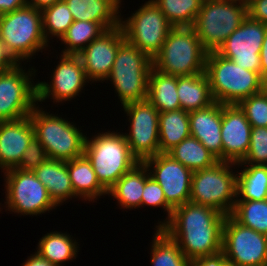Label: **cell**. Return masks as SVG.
I'll return each mask as SVG.
<instances>
[{"mask_svg": "<svg viewBox=\"0 0 267 266\" xmlns=\"http://www.w3.org/2000/svg\"><path fill=\"white\" fill-rule=\"evenodd\" d=\"M226 215L204 205L186 202L173 209L170 220L161 228L190 261L222 251Z\"/></svg>", "mask_w": 267, "mask_h": 266, "instance_id": "1", "label": "cell"}, {"mask_svg": "<svg viewBox=\"0 0 267 266\" xmlns=\"http://www.w3.org/2000/svg\"><path fill=\"white\" fill-rule=\"evenodd\" d=\"M0 40L20 64L52 51L43 33L42 12L29 4L0 15Z\"/></svg>", "mask_w": 267, "mask_h": 266, "instance_id": "2", "label": "cell"}, {"mask_svg": "<svg viewBox=\"0 0 267 266\" xmlns=\"http://www.w3.org/2000/svg\"><path fill=\"white\" fill-rule=\"evenodd\" d=\"M43 107L37 104L29 117L35 137L44 146L48 159L70 161L83 155L87 132L84 133L74 120H69L73 118L58 116L56 112L47 111L48 106Z\"/></svg>", "mask_w": 267, "mask_h": 266, "instance_id": "3", "label": "cell"}, {"mask_svg": "<svg viewBox=\"0 0 267 266\" xmlns=\"http://www.w3.org/2000/svg\"><path fill=\"white\" fill-rule=\"evenodd\" d=\"M119 129L95 131L86 136L84 154L90 160L100 184L108 191L139 160L131 153L123 132Z\"/></svg>", "mask_w": 267, "mask_h": 266, "instance_id": "4", "label": "cell"}, {"mask_svg": "<svg viewBox=\"0 0 267 266\" xmlns=\"http://www.w3.org/2000/svg\"><path fill=\"white\" fill-rule=\"evenodd\" d=\"M205 73L214 101L221 104L238 105L261 92L264 81L257 72L239 67L216 51L207 53Z\"/></svg>", "mask_w": 267, "mask_h": 266, "instance_id": "5", "label": "cell"}, {"mask_svg": "<svg viewBox=\"0 0 267 266\" xmlns=\"http://www.w3.org/2000/svg\"><path fill=\"white\" fill-rule=\"evenodd\" d=\"M153 67L152 59L139 48L124 41L118 48L110 75L105 83L113 86L118 102L143 101L148 98L149 74Z\"/></svg>", "mask_w": 267, "mask_h": 266, "instance_id": "6", "label": "cell"}, {"mask_svg": "<svg viewBox=\"0 0 267 266\" xmlns=\"http://www.w3.org/2000/svg\"><path fill=\"white\" fill-rule=\"evenodd\" d=\"M207 53L193 27H173L152 60L153 68L173 76L203 73Z\"/></svg>", "mask_w": 267, "mask_h": 266, "instance_id": "7", "label": "cell"}, {"mask_svg": "<svg viewBox=\"0 0 267 266\" xmlns=\"http://www.w3.org/2000/svg\"><path fill=\"white\" fill-rule=\"evenodd\" d=\"M3 174V175H2ZM4 179L5 201L0 202V212L16 216H42L57 209L46 187L39 181L33 171L18 168L1 173ZM18 214V215H17Z\"/></svg>", "mask_w": 267, "mask_h": 266, "instance_id": "8", "label": "cell"}, {"mask_svg": "<svg viewBox=\"0 0 267 266\" xmlns=\"http://www.w3.org/2000/svg\"><path fill=\"white\" fill-rule=\"evenodd\" d=\"M248 16L247 4L236 0L203 1L192 26L207 52L217 51Z\"/></svg>", "mask_w": 267, "mask_h": 266, "instance_id": "9", "label": "cell"}, {"mask_svg": "<svg viewBox=\"0 0 267 266\" xmlns=\"http://www.w3.org/2000/svg\"><path fill=\"white\" fill-rule=\"evenodd\" d=\"M236 169L235 163L219 161L210 168L193 172L189 201L230 215L236 201Z\"/></svg>", "mask_w": 267, "mask_h": 266, "instance_id": "10", "label": "cell"}, {"mask_svg": "<svg viewBox=\"0 0 267 266\" xmlns=\"http://www.w3.org/2000/svg\"><path fill=\"white\" fill-rule=\"evenodd\" d=\"M132 12L127 18L120 14L125 40L153 60L173 26L153 0L145 1Z\"/></svg>", "mask_w": 267, "mask_h": 266, "instance_id": "11", "label": "cell"}, {"mask_svg": "<svg viewBox=\"0 0 267 266\" xmlns=\"http://www.w3.org/2000/svg\"><path fill=\"white\" fill-rule=\"evenodd\" d=\"M19 64L0 74V121H13L30 115L37 103V67ZM23 65V66H22ZM25 65V66H24ZM35 78V79H34Z\"/></svg>", "mask_w": 267, "mask_h": 266, "instance_id": "12", "label": "cell"}, {"mask_svg": "<svg viewBox=\"0 0 267 266\" xmlns=\"http://www.w3.org/2000/svg\"><path fill=\"white\" fill-rule=\"evenodd\" d=\"M57 65H55L50 74V81H37V103L43 105L50 99L55 104L63 105L72 101L84 93L85 87L91 82L86 76L84 66L78 55L55 54ZM59 58H58V56ZM48 100V101H47Z\"/></svg>", "mask_w": 267, "mask_h": 266, "instance_id": "13", "label": "cell"}, {"mask_svg": "<svg viewBox=\"0 0 267 266\" xmlns=\"http://www.w3.org/2000/svg\"><path fill=\"white\" fill-rule=\"evenodd\" d=\"M126 114L127 132H123L131 153L143 162L160 153L159 111L147 99L120 106Z\"/></svg>", "mask_w": 267, "mask_h": 266, "instance_id": "14", "label": "cell"}, {"mask_svg": "<svg viewBox=\"0 0 267 266\" xmlns=\"http://www.w3.org/2000/svg\"><path fill=\"white\" fill-rule=\"evenodd\" d=\"M222 252L231 266H267V235L228 215L223 225Z\"/></svg>", "mask_w": 267, "mask_h": 266, "instance_id": "15", "label": "cell"}, {"mask_svg": "<svg viewBox=\"0 0 267 266\" xmlns=\"http://www.w3.org/2000/svg\"><path fill=\"white\" fill-rule=\"evenodd\" d=\"M266 30V24L247 16L216 52L260 75V52Z\"/></svg>", "mask_w": 267, "mask_h": 266, "instance_id": "16", "label": "cell"}, {"mask_svg": "<svg viewBox=\"0 0 267 266\" xmlns=\"http://www.w3.org/2000/svg\"><path fill=\"white\" fill-rule=\"evenodd\" d=\"M149 174L162 188L166 202L174 209L189 202L193 172L167 153L143 161Z\"/></svg>", "mask_w": 267, "mask_h": 266, "instance_id": "17", "label": "cell"}, {"mask_svg": "<svg viewBox=\"0 0 267 266\" xmlns=\"http://www.w3.org/2000/svg\"><path fill=\"white\" fill-rule=\"evenodd\" d=\"M124 41L122 28L115 27L106 30L78 54L91 84L105 82L111 73L117 50Z\"/></svg>", "mask_w": 267, "mask_h": 266, "instance_id": "18", "label": "cell"}, {"mask_svg": "<svg viewBox=\"0 0 267 266\" xmlns=\"http://www.w3.org/2000/svg\"><path fill=\"white\" fill-rule=\"evenodd\" d=\"M251 124L237 104H222L223 161L241 163L250 146Z\"/></svg>", "mask_w": 267, "mask_h": 266, "instance_id": "19", "label": "cell"}, {"mask_svg": "<svg viewBox=\"0 0 267 266\" xmlns=\"http://www.w3.org/2000/svg\"><path fill=\"white\" fill-rule=\"evenodd\" d=\"M35 136L29 116L13 121H0V170L16 168L23 152Z\"/></svg>", "mask_w": 267, "mask_h": 266, "instance_id": "20", "label": "cell"}, {"mask_svg": "<svg viewBox=\"0 0 267 266\" xmlns=\"http://www.w3.org/2000/svg\"><path fill=\"white\" fill-rule=\"evenodd\" d=\"M190 133L198 139L219 161H223L221 137L222 104L212 105L189 112Z\"/></svg>", "mask_w": 267, "mask_h": 266, "instance_id": "21", "label": "cell"}, {"mask_svg": "<svg viewBox=\"0 0 267 266\" xmlns=\"http://www.w3.org/2000/svg\"><path fill=\"white\" fill-rule=\"evenodd\" d=\"M74 21L99 23L105 30L120 26L124 0H64ZM122 8V10H121Z\"/></svg>", "mask_w": 267, "mask_h": 266, "instance_id": "22", "label": "cell"}, {"mask_svg": "<svg viewBox=\"0 0 267 266\" xmlns=\"http://www.w3.org/2000/svg\"><path fill=\"white\" fill-rule=\"evenodd\" d=\"M67 169L78 201L93 204L108 195V191L98 181L92 164L85 154L67 161Z\"/></svg>", "mask_w": 267, "mask_h": 266, "instance_id": "23", "label": "cell"}, {"mask_svg": "<svg viewBox=\"0 0 267 266\" xmlns=\"http://www.w3.org/2000/svg\"><path fill=\"white\" fill-rule=\"evenodd\" d=\"M33 172L58 207L72 199L77 201L67 169V161L47 159Z\"/></svg>", "mask_w": 267, "mask_h": 266, "instance_id": "24", "label": "cell"}, {"mask_svg": "<svg viewBox=\"0 0 267 266\" xmlns=\"http://www.w3.org/2000/svg\"><path fill=\"white\" fill-rule=\"evenodd\" d=\"M145 187V165L138 163L133 169L125 173L108 190V197L116 200L119 209H141V198Z\"/></svg>", "mask_w": 267, "mask_h": 266, "instance_id": "25", "label": "cell"}, {"mask_svg": "<svg viewBox=\"0 0 267 266\" xmlns=\"http://www.w3.org/2000/svg\"><path fill=\"white\" fill-rule=\"evenodd\" d=\"M38 241L35 251L55 266H64L66 262L76 260L81 248L80 241L77 242L67 231H49Z\"/></svg>", "mask_w": 267, "mask_h": 266, "instance_id": "26", "label": "cell"}, {"mask_svg": "<svg viewBox=\"0 0 267 266\" xmlns=\"http://www.w3.org/2000/svg\"><path fill=\"white\" fill-rule=\"evenodd\" d=\"M177 94L180 107L186 112L206 108L215 102L205 72L177 76Z\"/></svg>", "mask_w": 267, "mask_h": 266, "instance_id": "27", "label": "cell"}, {"mask_svg": "<svg viewBox=\"0 0 267 266\" xmlns=\"http://www.w3.org/2000/svg\"><path fill=\"white\" fill-rule=\"evenodd\" d=\"M147 100L159 113L180 109L177 94V76L161 73L152 67L149 74Z\"/></svg>", "mask_w": 267, "mask_h": 266, "instance_id": "28", "label": "cell"}, {"mask_svg": "<svg viewBox=\"0 0 267 266\" xmlns=\"http://www.w3.org/2000/svg\"><path fill=\"white\" fill-rule=\"evenodd\" d=\"M236 167V200L267 199V165L236 164Z\"/></svg>", "mask_w": 267, "mask_h": 266, "instance_id": "29", "label": "cell"}, {"mask_svg": "<svg viewBox=\"0 0 267 266\" xmlns=\"http://www.w3.org/2000/svg\"><path fill=\"white\" fill-rule=\"evenodd\" d=\"M160 153H167L182 140L191 136L189 112L177 109L159 113Z\"/></svg>", "mask_w": 267, "mask_h": 266, "instance_id": "30", "label": "cell"}, {"mask_svg": "<svg viewBox=\"0 0 267 266\" xmlns=\"http://www.w3.org/2000/svg\"><path fill=\"white\" fill-rule=\"evenodd\" d=\"M192 172L210 168L219 160L198 139L189 136L167 152Z\"/></svg>", "mask_w": 267, "mask_h": 266, "instance_id": "31", "label": "cell"}, {"mask_svg": "<svg viewBox=\"0 0 267 266\" xmlns=\"http://www.w3.org/2000/svg\"><path fill=\"white\" fill-rule=\"evenodd\" d=\"M155 232L150 242V264L152 266H191L179 245L161 228Z\"/></svg>", "mask_w": 267, "mask_h": 266, "instance_id": "32", "label": "cell"}, {"mask_svg": "<svg viewBox=\"0 0 267 266\" xmlns=\"http://www.w3.org/2000/svg\"><path fill=\"white\" fill-rule=\"evenodd\" d=\"M106 30L97 22L74 21L66 33L57 42L63 48L59 54L78 55L88 44ZM65 46V47H64Z\"/></svg>", "mask_w": 267, "mask_h": 266, "instance_id": "33", "label": "cell"}, {"mask_svg": "<svg viewBox=\"0 0 267 266\" xmlns=\"http://www.w3.org/2000/svg\"><path fill=\"white\" fill-rule=\"evenodd\" d=\"M173 27H192L203 0H153Z\"/></svg>", "mask_w": 267, "mask_h": 266, "instance_id": "34", "label": "cell"}, {"mask_svg": "<svg viewBox=\"0 0 267 266\" xmlns=\"http://www.w3.org/2000/svg\"><path fill=\"white\" fill-rule=\"evenodd\" d=\"M41 12L43 33L46 41L49 44L54 42V40L58 42L74 22L67 4L62 0L43 9Z\"/></svg>", "mask_w": 267, "mask_h": 266, "instance_id": "35", "label": "cell"}, {"mask_svg": "<svg viewBox=\"0 0 267 266\" xmlns=\"http://www.w3.org/2000/svg\"><path fill=\"white\" fill-rule=\"evenodd\" d=\"M230 215L238 223L267 235V199L236 200Z\"/></svg>", "mask_w": 267, "mask_h": 266, "instance_id": "36", "label": "cell"}, {"mask_svg": "<svg viewBox=\"0 0 267 266\" xmlns=\"http://www.w3.org/2000/svg\"><path fill=\"white\" fill-rule=\"evenodd\" d=\"M150 207V209L161 208L166 213V218L155 224V228H162L171 218L173 208L166 202V198L159 183L150 176L147 167L145 166V187L141 198V207Z\"/></svg>", "mask_w": 267, "mask_h": 266, "instance_id": "37", "label": "cell"}, {"mask_svg": "<svg viewBox=\"0 0 267 266\" xmlns=\"http://www.w3.org/2000/svg\"><path fill=\"white\" fill-rule=\"evenodd\" d=\"M238 105L251 127H267V97L262 91L247 97Z\"/></svg>", "mask_w": 267, "mask_h": 266, "instance_id": "38", "label": "cell"}, {"mask_svg": "<svg viewBox=\"0 0 267 266\" xmlns=\"http://www.w3.org/2000/svg\"><path fill=\"white\" fill-rule=\"evenodd\" d=\"M238 164L267 165V127H252L247 155Z\"/></svg>", "mask_w": 267, "mask_h": 266, "instance_id": "39", "label": "cell"}, {"mask_svg": "<svg viewBox=\"0 0 267 266\" xmlns=\"http://www.w3.org/2000/svg\"><path fill=\"white\" fill-rule=\"evenodd\" d=\"M48 159L44 146L34 136L24 150L21 161L16 167L25 171H34Z\"/></svg>", "mask_w": 267, "mask_h": 266, "instance_id": "40", "label": "cell"}, {"mask_svg": "<svg viewBox=\"0 0 267 266\" xmlns=\"http://www.w3.org/2000/svg\"><path fill=\"white\" fill-rule=\"evenodd\" d=\"M247 9L251 19L267 25V0H250Z\"/></svg>", "mask_w": 267, "mask_h": 266, "instance_id": "41", "label": "cell"}, {"mask_svg": "<svg viewBox=\"0 0 267 266\" xmlns=\"http://www.w3.org/2000/svg\"><path fill=\"white\" fill-rule=\"evenodd\" d=\"M19 64L7 49L6 44L0 40V74L10 71Z\"/></svg>", "mask_w": 267, "mask_h": 266, "instance_id": "42", "label": "cell"}, {"mask_svg": "<svg viewBox=\"0 0 267 266\" xmlns=\"http://www.w3.org/2000/svg\"><path fill=\"white\" fill-rule=\"evenodd\" d=\"M191 266H231L227 264L224 253L201 257L191 261Z\"/></svg>", "mask_w": 267, "mask_h": 266, "instance_id": "43", "label": "cell"}, {"mask_svg": "<svg viewBox=\"0 0 267 266\" xmlns=\"http://www.w3.org/2000/svg\"><path fill=\"white\" fill-rule=\"evenodd\" d=\"M28 4V0H0V15L15 11Z\"/></svg>", "mask_w": 267, "mask_h": 266, "instance_id": "44", "label": "cell"}, {"mask_svg": "<svg viewBox=\"0 0 267 266\" xmlns=\"http://www.w3.org/2000/svg\"><path fill=\"white\" fill-rule=\"evenodd\" d=\"M260 76L263 80H267V30L260 52Z\"/></svg>", "mask_w": 267, "mask_h": 266, "instance_id": "45", "label": "cell"}, {"mask_svg": "<svg viewBox=\"0 0 267 266\" xmlns=\"http://www.w3.org/2000/svg\"><path fill=\"white\" fill-rule=\"evenodd\" d=\"M21 266H55L50 263L48 260L43 258L38 252H33L30 256L27 257L25 262Z\"/></svg>", "mask_w": 267, "mask_h": 266, "instance_id": "46", "label": "cell"}, {"mask_svg": "<svg viewBox=\"0 0 267 266\" xmlns=\"http://www.w3.org/2000/svg\"><path fill=\"white\" fill-rule=\"evenodd\" d=\"M59 1L62 0H28V4L33 6L37 10L42 11L43 9L50 7Z\"/></svg>", "mask_w": 267, "mask_h": 266, "instance_id": "47", "label": "cell"}, {"mask_svg": "<svg viewBox=\"0 0 267 266\" xmlns=\"http://www.w3.org/2000/svg\"><path fill=\"white\" fill-rule=\"evenodd\" d=\"M265 96L267 97V80H264L263 81V84H262V90H261Z\"/></svg>", "mask_w": 267, "mask_h": 266, "instance_id": "48", "label": "cell"}, {"mask_svg": "<svg viewBox=\"0 0 267 266\" xmlns=\"http://www.w3.org/2000/svg\"><path fill=\"white\" fill-rule=\"evenodd\" d=\"M236 1L244 2L247 4L250 0H236Z\"/></svg>", "mask_w": 267, "mask_h": 266, "instance_id": "49", "label": "cell"}]
</instances>
